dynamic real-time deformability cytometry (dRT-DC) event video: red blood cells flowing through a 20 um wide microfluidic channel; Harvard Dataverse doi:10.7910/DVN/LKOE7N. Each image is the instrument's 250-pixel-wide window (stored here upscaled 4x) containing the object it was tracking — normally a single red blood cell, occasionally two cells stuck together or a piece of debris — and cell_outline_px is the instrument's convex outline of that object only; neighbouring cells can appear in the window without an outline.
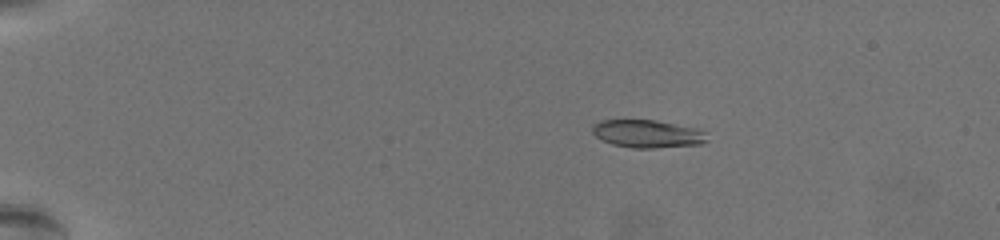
{"species": "common noctule bat (a hibernating species)", "species_latin": "Nyctalus noctula", "temperature_condition": "warm", "stored_images_in_passage": 51, "camera_frame_rate_fps": 3000, "um_per_image_px": 0.085, "animal": {"sex": "female", "body_mass_g": 19.5, "forearm_length_mm": 54.1}, "frame": {"image": 1, "passage_image": 2, "time_ms": 0.333, "image_size_px": [1000, 240], "cell_outline_px": [[708, 140], [700, 144], [656, 148], [632, 148], [612, 144], [596, 136], [592, 132], [592, 124], [600, 120], [656, 120], [696, 128], [704, 132]], "centroid_in_image_um": [55.01, 11.37], "position_along_channel_um": 30.0, "area_um2": 18.55}}
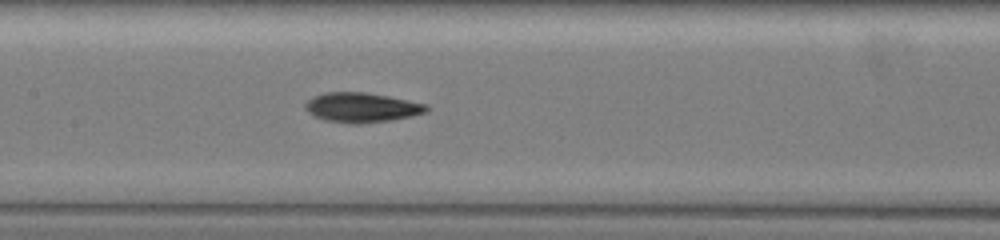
{"frame": {"image": 2, "passage_image": 23, "time_ms": 7.333, "image_size_px": [1000, 240], "cell_outline_px": [[428, 112], [412, 116], [392, 120], [360, 124], [348, 124], [324, 120], [308, 112], [304, 108], [304, 104], [308, 100], [324, 92], [364, 92], [388, 96], [428, 104]], "centroid_in_image_um": [30.76, 9.14], "position_along_channel_um": 176.6, "area_um2": 21.1}}
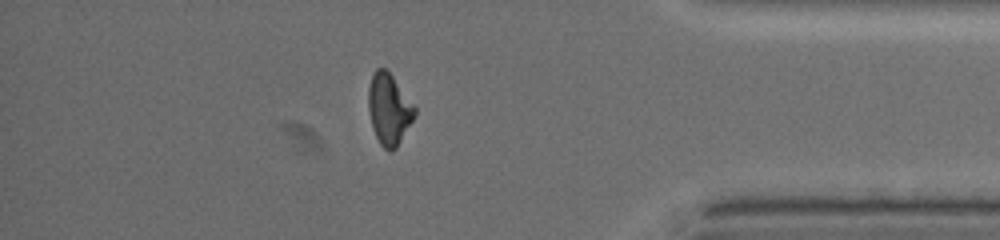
{"frame": {"image": 3, "passage_image": 44, "time_ms": 14.333, "image_size_px": [1000, 240], "cell_outline_px": [[416, 116], [396, 148], [392, 152], [388, 152], [380, 144], [372, 128], [368, 108], [368, 88], [372, 76], [376, 68], [384, 68], [392, 76], [416, 108]], "centroid_in_image_um": [33.06, 9.32], "position_along_channel_um": 402.1, "area_um2": 19.13}, "authors_computed_cell_mechanics": {"area_um2": 19.5364, "velocity_mm_per_s": 3.5461, "shape_relaxation_time_tau1_ms": 6.321, "shape_relaxation_time_tau2_ms": 2.5833, "deformation_change_tau1": 0.2052, "deformation_change_tau2": 0.0759}}